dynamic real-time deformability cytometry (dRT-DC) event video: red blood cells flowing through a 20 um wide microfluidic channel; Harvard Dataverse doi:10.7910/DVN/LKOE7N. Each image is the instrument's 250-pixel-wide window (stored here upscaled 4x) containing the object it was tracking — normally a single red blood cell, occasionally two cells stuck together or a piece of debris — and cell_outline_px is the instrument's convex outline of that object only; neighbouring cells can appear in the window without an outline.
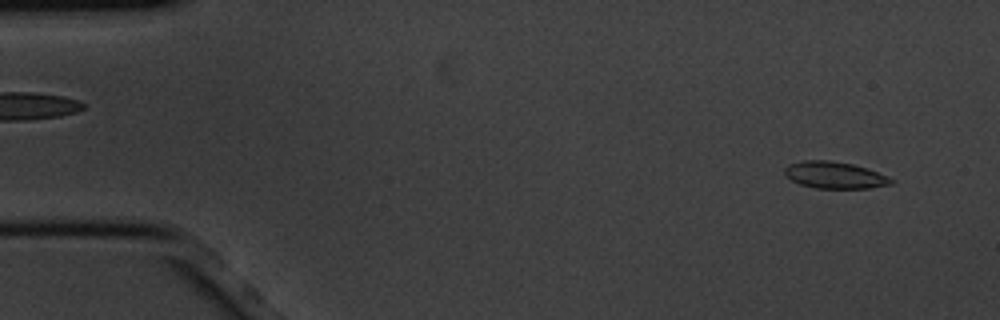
{"species": "common noctule bat (a hibernating species)", "species_latin": "Nyctalus noctula", "temperature_condition": "cold", "stored_images_in_passage": 5, "camera_frame_rate_fps": 3000, "um_per_image_px": 0.085, "animal": {"sex": "male", "body_mass_g": 20.1, "forearm_length_mm": 53.5}, "frame": {"image": 1, "passage_image": 5, "time_ms": 1.333, "image_size_px": [1000, 320], "cell_outline_px": [[892, 184], [868, 188], [816, 188], [800, 184], [792, 180], [784, 172], [784, 168], [788, 164], [804, 160], [832, 160], [852, 164], [888, 176], [892, 180]], "centroid_in_image_um": [70.91, 14.88], "position_along_channel_um": 14.1, "area_um2": 16.42}}